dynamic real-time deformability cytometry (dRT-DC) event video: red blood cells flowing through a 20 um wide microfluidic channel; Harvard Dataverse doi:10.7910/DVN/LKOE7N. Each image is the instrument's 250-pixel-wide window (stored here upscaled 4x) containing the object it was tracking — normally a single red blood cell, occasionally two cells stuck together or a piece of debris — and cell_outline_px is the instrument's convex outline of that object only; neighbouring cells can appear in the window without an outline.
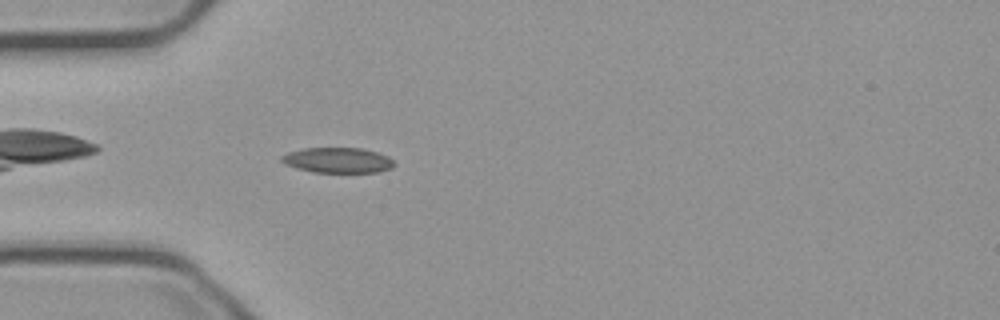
{"species": "common noctule bat (a hibernating species)", "species_latin": "Nyctalus noctula", "temperature_condition": "cold", "stored_images_in_passage": 40, "camera_frame_rate_fps": 3000, "um_per_image_px": 0.085, "animal": {"sex": "male", "body_mass_g": 23.1, "forearm_length_mm": 52.7}, "frame": {"image": 1, "passage_image": 1, "time_ms": 0.0, "image_size_px": [1000, 320], "cell_outline_px": [[396, 164], [392, 168], [380, 172], [312, 172], [296, 168], [284, 164], [280, 160], [280, 156], [288, 152], [304, 148], [360, 148], [376, 152], [388, 156]], "centroid_in_image_um": [28.69, 13.62], "position_along_channel_um": 56.3, "area_um2": 16.7}}
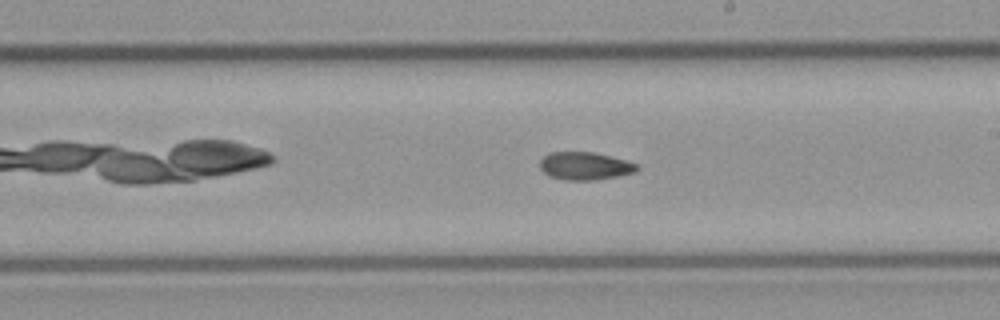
{"frame": {"image": 2, "passage_image": 16, "time_ms": 5.0, "image_size_px": [1000, 320], "cell_outline_px": [[640, 168], [636, 172], [596, 180], [564, 180], [548, 176], [540, 168], [540, 160], [548, 152], [592, 152], [624, 160], [636, 164]], "centroid_in_image_um": [49.68, 14.11], "position_along_channel_um": 239.3, "area_um2": 15.66}}
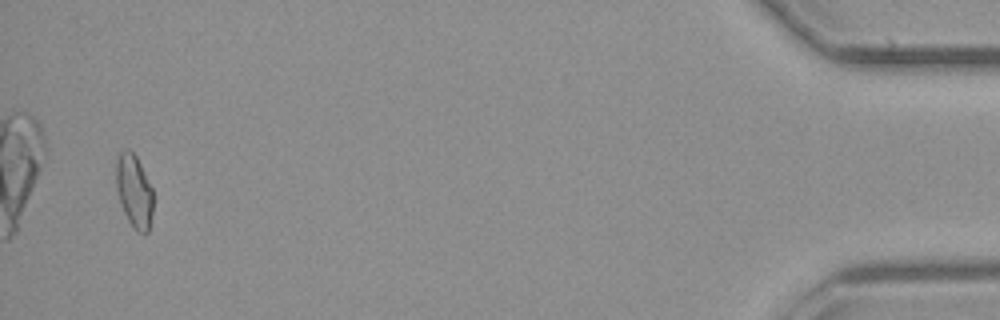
{"frame": {"image": 3, "passage_image": 38, "time_ms": 12.333, "image_size_px": [1000, 320], "cell_outline_px": [[152, 212], [148, 232], [136, 232], [128, 220], [120, 204], [116, 188], [116, 160], [120, 152], [124, 148], [128, 148], [136, 156], [152, 188]], "centroid_in_image_um": [11.38, 16.23], "position_along_channel_um": 423.8, "area_um2": 15.72}}